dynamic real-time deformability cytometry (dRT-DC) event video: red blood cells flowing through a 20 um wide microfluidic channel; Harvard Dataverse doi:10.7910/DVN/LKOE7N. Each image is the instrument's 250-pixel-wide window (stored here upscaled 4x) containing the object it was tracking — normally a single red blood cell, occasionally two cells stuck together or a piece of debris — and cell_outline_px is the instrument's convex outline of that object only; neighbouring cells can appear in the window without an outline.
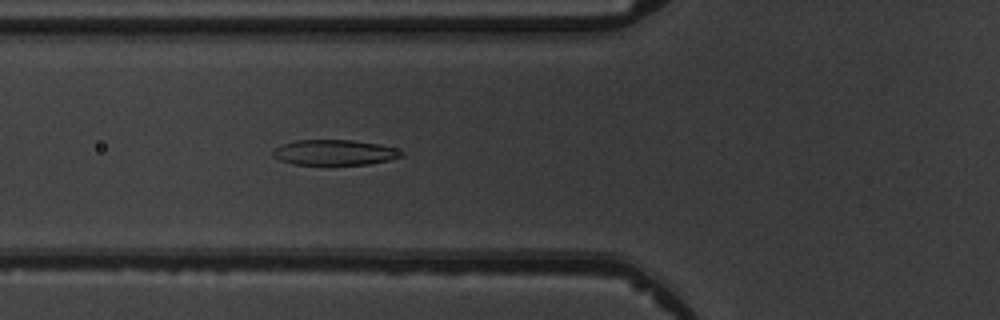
{"species": "common noctule bat (a hibernating species)", "species_latin": "Nyctalus noctula", "temperature_condition": "warm", "stored_images_in_passage": 5, "camera_frame_rate_fps": 3000, "um_per_image_px": 0.085, "animal": {"sex": "male", "body_mass_g": 19.5, "forearm_length_mm": 54.6}, "frame": {"image": 1, "passage_image": 5, "time_ms": 4.667, "image_size_px": [1000, 320], "cell_outline_px": [[404, 156], [388, 160], [368, 164], [324, 168], [292, 164], [280, 160], [272, 156], [272, 152], [276, 148], [284, 144], [296, 140], [352, 140], [376, 144], [396, 148], [404, 152]], "centroid_in_image_um": [28.41, 13.02], "position_along_channel_um": 97.4, "area_um2": 19.88}}